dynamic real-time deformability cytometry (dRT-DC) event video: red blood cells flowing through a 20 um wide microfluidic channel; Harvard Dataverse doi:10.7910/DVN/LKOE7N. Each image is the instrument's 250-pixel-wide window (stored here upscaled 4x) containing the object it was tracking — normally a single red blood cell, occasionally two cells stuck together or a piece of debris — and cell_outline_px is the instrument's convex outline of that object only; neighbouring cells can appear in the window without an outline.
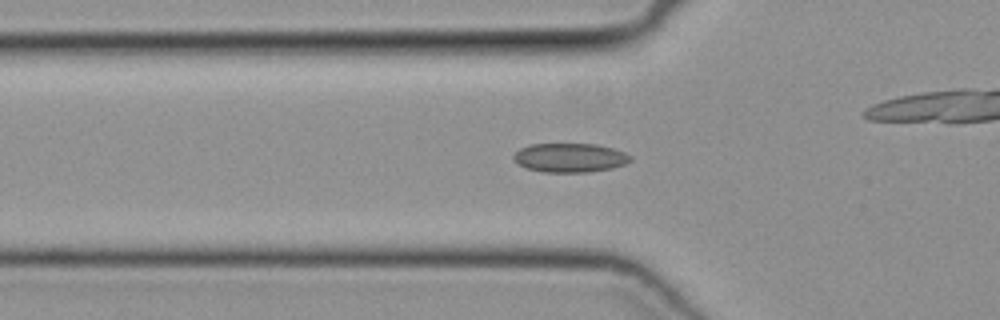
{"species": "common noctule bat (a hibernating species)", "species_latin": "Nyctalus noctula", "temperature_condition": "cold", "stored_images_in_passage": 39, "camera_frame_rate_fps": 3000, "um_per_image_px": 0.085, "animal": {"sex": "female", "body_mass_g": 19.3, "forearm_length_mm": 54.1}, "frame": {"image": 1, "passage_image": 6, "time_ms": 1.667, "image_size_px": [1000, 320], "cell_outline_px": [[632, 160], [624, 164], [612, 168], [588, 172], [544, 172], [524, 168], [512, 156], [520, 148], [532, 144], [596, 144], [612, 148], [624, 152], [632, 156]], "centroid_in_image_um": [48.45, 13.41], "position_along_channel_um": 77.3, "area_um2": 19.71}}
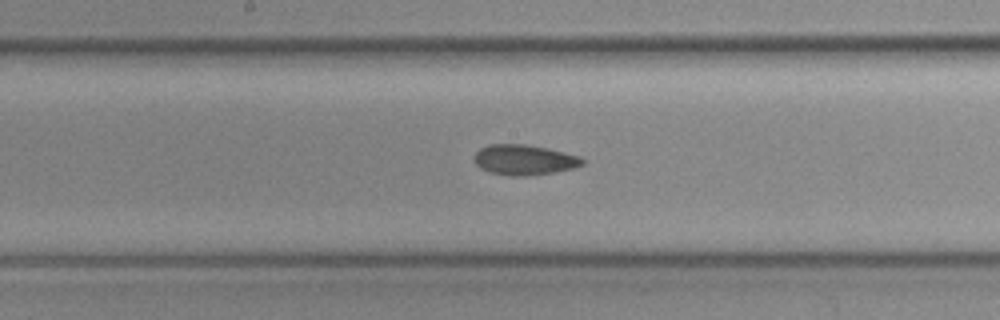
{"frame": {"image": 2, "passage_image": 15, "time_ms": 4.667, "image_size_px": [1000, 320], "cell_outline_px": [[584, 164], [572, 168], [552, 172], [524, 176], [512, 176], [488, 172], [480, 168], [476, 164], [476, 152], [480, 148], [488, 144], [524, 144], [544, 148], [580, 156], [584, 160]], "centroid_in_image_um": [44.53, 13.59], "position_along_channel_um": 203.7, "area_um2": 18.79}}
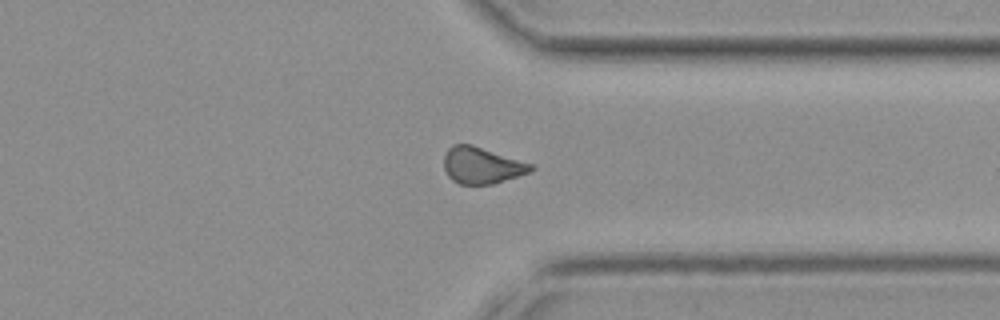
{"frame": {"image": 3, "passage_image": 27, "time_ms": 8.667, "image_size_px": [1000, 320], "cell_outline_px": [[536, 168], [532, 172], [492, 184], [460, 184], [452, 180], [448, 176], [444, 168], [444, 156], [448, 148], [452, 144], [472, 144], [536, 164]], "centroid_in_image_um": [41.01, 14.05], "position_along_channel_um": 370.4, "area_um2": 18.9}}